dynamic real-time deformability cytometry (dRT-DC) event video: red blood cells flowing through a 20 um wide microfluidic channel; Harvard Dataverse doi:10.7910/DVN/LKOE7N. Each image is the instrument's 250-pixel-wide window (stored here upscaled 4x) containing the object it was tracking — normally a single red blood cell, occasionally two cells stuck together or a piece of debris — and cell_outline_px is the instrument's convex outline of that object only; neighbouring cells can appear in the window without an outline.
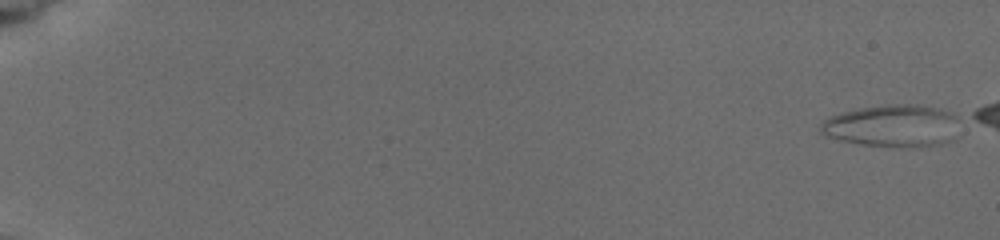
{"species": "common noctule bat (a hibernating species)", "species_latin": "Nyctalus noctula", "temperature_condition": "cold", "stored_images_in_passage": 19, "camera_frame_rate_fps": 3000, "um_per_image_px": 0.085, "animal": {"sex": "female", "body_mass_g": 19.5, "forearm_length_mm": 54.1}, "frame": {"image": 1, "passage_image": 1, "time_ms": 0.0, "image_size_px": [1000, 240], "cell_outline_px": [[948, 116], [928, 144], [920, 148], [892, 148], [860, 144], [844, 140], [832, 136], [824, 132], [824, 120], [832, 116], [848, 112], [868, 108], [928, 108], [944, 112]], "centroid_in_image_um": [75.39, 10.77], "position_along_channel_um": 9.6, "area_um2": 28.32}}